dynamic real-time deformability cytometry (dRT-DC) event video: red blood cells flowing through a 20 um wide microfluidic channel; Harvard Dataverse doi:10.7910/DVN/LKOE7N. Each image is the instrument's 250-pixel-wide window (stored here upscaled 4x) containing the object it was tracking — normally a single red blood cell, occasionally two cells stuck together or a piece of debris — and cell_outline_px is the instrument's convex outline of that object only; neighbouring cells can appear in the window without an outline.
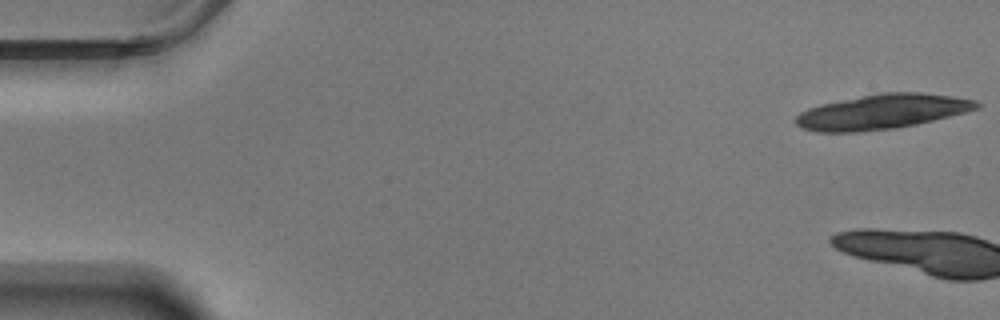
{"species": "Egyptian fruit bat (a non-hibernating species)", "species_latin": "Rousettus aegyptiacus", "temperature_condition": "warm", "stored_images_in_passage": 3, "camera_frame_rate_fps": 3000, "um_per_image_px": 0.085, "animal": {"sex": "male"}, "frame": {"image": 1, "passage_image": 1, "time_ms": 0.0, "image_size_px": [1000, 320], "cell_outline_px": [[984, 104], [980, 108], [916, 124], [896, 128], [856, 132], [816, 132], [804, 128], [796, 124], [796, 116], [800, 112], [808, 108], [820, 104], [880, 92], [920, 92], [952, 96], [976, 100]], "centroid_in_image_um": [74.99, 9.49], "position_along_channel_um": 10.0, "area_um2": 36.65}}